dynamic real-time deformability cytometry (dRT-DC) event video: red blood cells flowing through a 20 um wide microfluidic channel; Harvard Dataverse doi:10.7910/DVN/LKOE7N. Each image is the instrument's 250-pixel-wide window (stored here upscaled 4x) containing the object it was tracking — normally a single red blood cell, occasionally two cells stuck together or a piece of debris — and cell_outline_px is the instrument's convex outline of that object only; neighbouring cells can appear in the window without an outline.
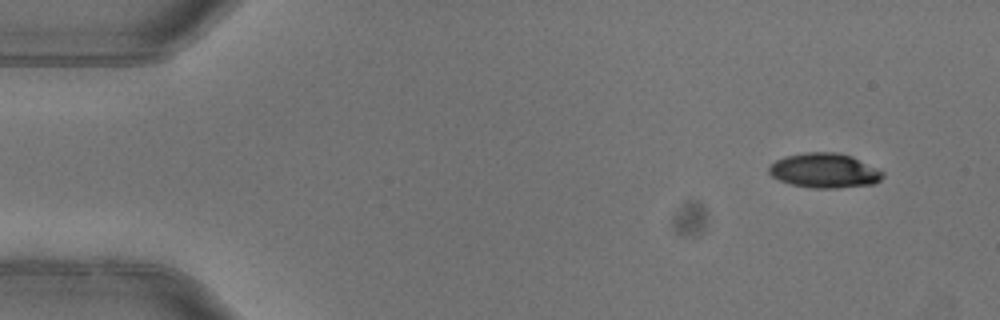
{"species": "common noctule bat (a hibernating species)", "species_latin": "Nyctalus noctula", "temperature_condition": "warm", "stored_images_in_passage": 4, "camera_frame_rate_fps": 3000, "um_per_image_px": 0.085, "animal": {"sex": "female"}, "frame": {"image": 1, "passage_image": 1, "time_ms": 0.0, "image_size_px": [1000, 320], "cell_outline_px": [[884, 176], [880, 180], [872, 184], [836, 188], [812, 188], [792, 184], [780, 180], [772, 176], [768, 172], [768, 164], [784, 156], [808, 152], [836, 152], [852, 156], [884, 172]], "centroid_in_image_um": [70.05, 14.49], "position_along_channel_um": 14.9, "area_um2": 22.95}}
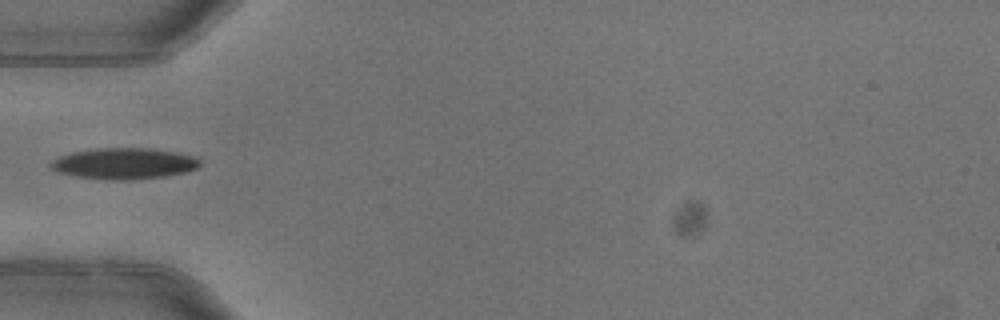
{"frame": {"image": 2, "passage_image": 4, "time_ms": 1.0, "image_size_px": [1000, 320], "cell_outline_px": [[200, 164], [196, 168], [184, 172], [160, 176], [124, 180], [112, 180], [76, 176], [56, 172], [48, 164], [56, 156], [72, 152], [96, 148], [152, 148], [176, 152], [196, 156], [200, 160]], "centroid_in_image_um": [10.49, 13.88], "position_along_channel_um": 74.5, "area_um2": 26.99}}